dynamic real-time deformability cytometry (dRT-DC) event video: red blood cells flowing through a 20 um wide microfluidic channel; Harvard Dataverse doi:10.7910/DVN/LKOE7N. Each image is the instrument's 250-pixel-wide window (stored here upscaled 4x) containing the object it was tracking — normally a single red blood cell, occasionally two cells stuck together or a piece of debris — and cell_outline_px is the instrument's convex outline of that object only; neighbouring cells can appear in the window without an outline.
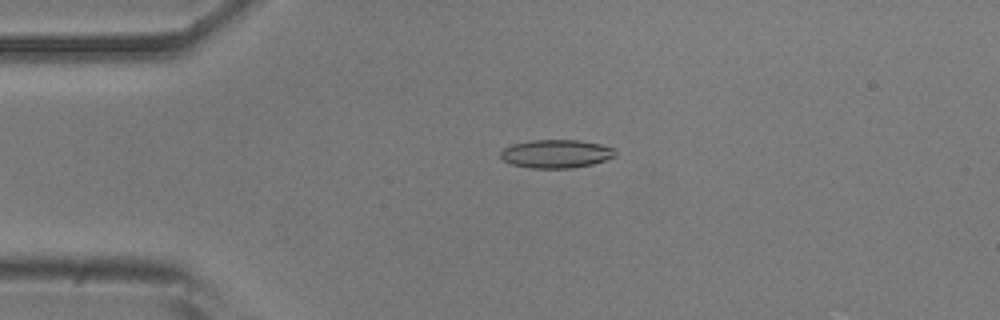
{"species": "common noctule bat (a hibernating species)", "species_latin": "Nyctalus noctula", "temperature_condition": "room temperature", "stored_images_in_passage": 52, "camera_frame_rate_fps": 3000, "um_per_image_px": 0.085, "animal": {"sex": "male", "body_mass_g": 20.5, "forearm_length_mm": 52.5}, "frame": {"image": 1, "passage_image": 12, "time_ms": 3.667, "image_size_px": [1000, 320], "cell_outline_px": [[616, 156], [592, 164], [572, 168], [528, 168], [512, 164], [504, 160], [500, 156], [500, 152], [504, 148], [512, 144], [532, 140], [580, 140], [600, 144], [612, 148], [616, 152]], "centroid_in_image_um": [47.26, 13.07], "position_along_channel_um": 37.7, "area_um2": 18.9}}
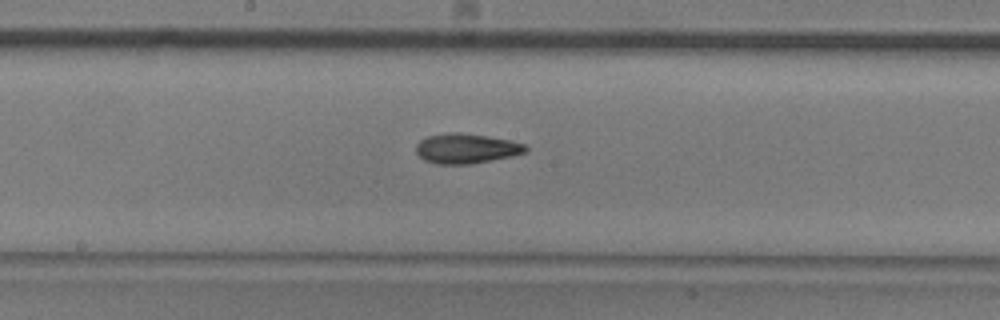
{"frame": {"image": 2, "passage_image": 28, "time_ms": 9.0, "image_size_px": [1000, 320], "cell_outline_px": [[528, 148], [524, 152], [512, 156], [468, 164], [436, 164], [424, 160], [416, 152], [416, 144], [420, 140], [428, 136], [448, 132], [460, 132], [488, 136], [512, 140], [524, 144]], "centroid_in_image_um": [39.61, 12.61], "position_along_channel_um": 208.6, "area_um2": 19.07}}
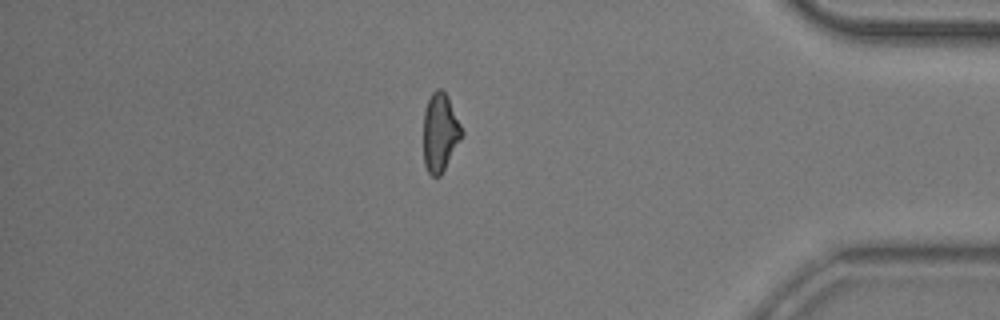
{"frame": {"image": 3, "passage_image": 46, "time_ms": 15.0, "image_size_px": [1000, 320], "cell_outline_px": [[464, 132], [460, 140], [440, 176], [432, 176], [428, 172], [424, 164], [424, 112], [428, 100], [432, 92], [436, 88], [440, 88], [448, 96]], "centroid_in_image_um": [37.4, 11.24], "position_along_channel_um": 397.8, "area_um2": 17.34}, "authors_computed_cell_mechanics": {"area_um2": 18.4093, "velocity_mm_per_s": 3.7305, "shape_relaxation_time_tau1_ms": 6.2944, "shape_relaxation_time_tau2_ms": 4.3653, "deformation_change_tau1": 0.1715, "deformation_change_tau2": 0.1334}}